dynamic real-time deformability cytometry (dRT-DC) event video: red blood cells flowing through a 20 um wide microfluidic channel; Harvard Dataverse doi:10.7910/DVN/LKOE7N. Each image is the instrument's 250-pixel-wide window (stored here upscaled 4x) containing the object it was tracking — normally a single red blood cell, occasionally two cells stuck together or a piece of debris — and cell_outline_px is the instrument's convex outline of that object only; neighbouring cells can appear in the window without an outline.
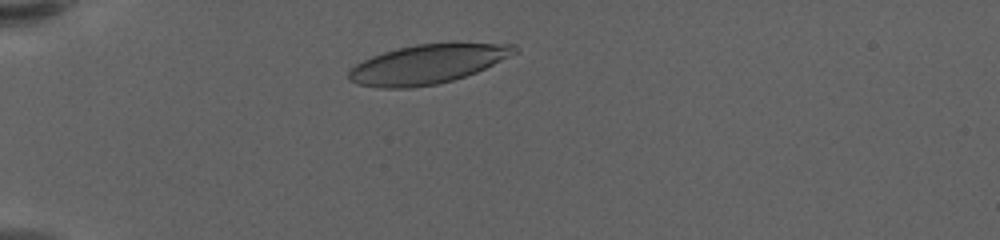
{"species": "human", "species_latin": "Homo sapiens", "temperature_condition": "warm", "stored_images_in_passage": 40, "camera_frame_rate_fps": 3000, "um_per_image_px": 0.085, "donor": {"sex": "female"}, "frame": {"image": 1, "passage_image": 6, "time_ms": 1.667, "image_size_px": [1000, 240], "cell_outline_px": [[520, 52], [476, 72], [452, 80], [436, 84], [412, 88], [380, 88], [360, 84], [348, 80], [348, 72], [356, 64], [372, 56], [384, 52], [416, 44], [516, 44], [520, 48]], "centroid_in_image_um": [36.35, 5.46], "position_along_channel_um": 48.6, "area_um2": 37.4}}
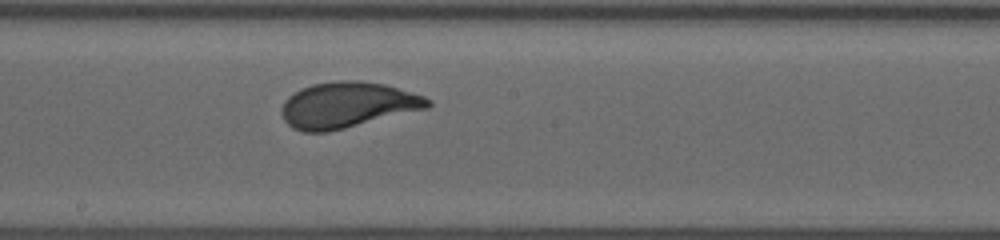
{"frame": {"image": 2, "passage_image": 23, "time_ms": 7.333, "image_size_px": [1000, 240], "cell_outline_px": [[432, 104], [428, 108], [328, 132], [304, 132], [292, 128], [284, 120], [280, 112], [280, 108], [284, 100], [288, 96], [312, 84], [336, 80], [360, 80], [384, 84], [424, 96], [432, 100]], "centroid_in_image_um": [29.51, 8.92], "position_along_channel_um": 218.7, "area_um2": 39.02}}
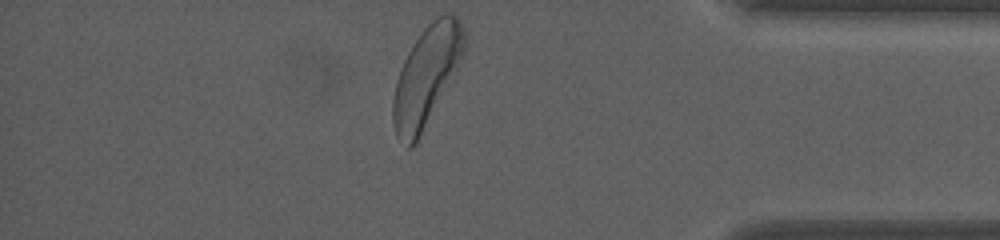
{"frame": {"image": 3, "passage_image": 40, "time_ms": 13.0, "image_size_px": [1000, 240], "cell_outline_px": [[468, 44], [416, 144], [412, 148], [408, 148], [396, 136], [392, 124], [392, 100], [396, 80], [404, 60], [408, 52], [424, 28], [436, 16], [444, 12], [452, 12], [460, 20]], "centroid_in_image_um": [36.23, 6.43], "position_along_channel_um": 399.0, "area_um2": 40.81}, "authors_computed_cell_mechanics": {"area_um2": 38.0035, "velocity_mm_per_s": 3.5815, "shape_relaxation_time_tau1_ms": 4.1794, "shape_relaxation_time_tau2_ms": null, "deformation_change_tau1": 0.1915, "deformation_change_tau2": null}}